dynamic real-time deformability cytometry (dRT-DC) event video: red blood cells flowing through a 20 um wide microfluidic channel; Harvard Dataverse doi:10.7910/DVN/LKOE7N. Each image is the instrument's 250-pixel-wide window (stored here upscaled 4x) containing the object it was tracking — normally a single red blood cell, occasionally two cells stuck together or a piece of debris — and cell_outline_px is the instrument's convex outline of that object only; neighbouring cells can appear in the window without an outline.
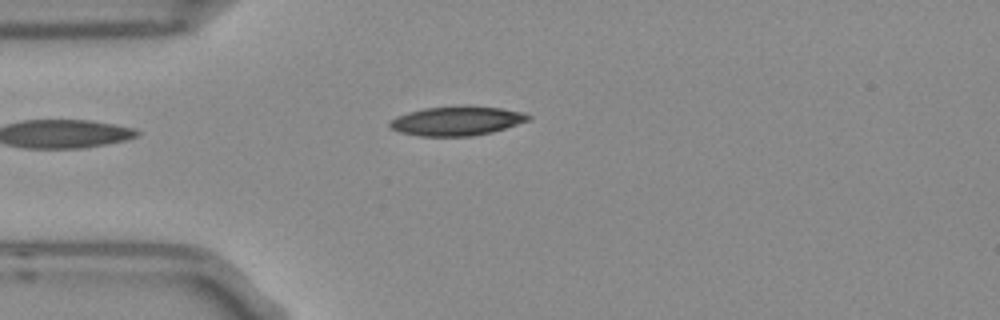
{"species": "Egyptian fruit bat (a non-hibernating species)", "species_latin": "Rousettus aegyptiacus", "temperature_condition": "room temperature", "stored_images_in_passage": 3, "camera_frame_rate_fps": 3000, "um_per_image_px": 0.085, "frame": {"image": 1, "passage_image": 3, "time_ms": 0.667, "image_size_px": [1000, 320], "cell_outline_px": [[532, 116], [528, 120], [492, 132], [472, 136], [420, 136], [400, 132], [392, 128], [388, 124], [396, 116], [408, 112], [424, 108], [468, 104], [500, 108], [524, 112]], "centroid_in_image_um": [38.83, 10.25], "position_along_channel_um": 46.2, "area_um2": 23.76}}